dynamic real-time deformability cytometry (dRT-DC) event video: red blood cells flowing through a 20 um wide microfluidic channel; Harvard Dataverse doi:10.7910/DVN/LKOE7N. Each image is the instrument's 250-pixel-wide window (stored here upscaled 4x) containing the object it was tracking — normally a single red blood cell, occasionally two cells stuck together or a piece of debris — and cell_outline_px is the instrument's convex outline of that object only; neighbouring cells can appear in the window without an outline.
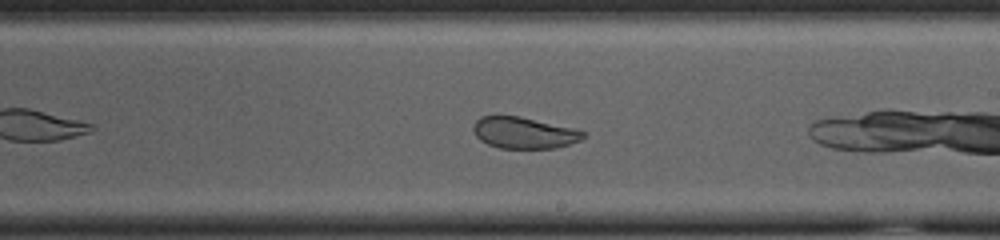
{"species": "common noctule bat (a hibernating species)", "species_latin": "Nyctalus noctula", "temperature_condition": "cold", "stored_images_in_passage": 16, "camera_frame_rate_fps": 3000, "um_per_image_px": 0.085, "animal": {"sex": "female", "body_mass_g": 23.0, "forearm_length_mm": 53.4}, "frame": {"image": 1, "passage_image": 14, "time_ms": 4.333, "image_size_px": [1000, 240], "cell_outline_px": [[588, 136], [580, 140], [556, 148], [500, 148], [488, 144], [480, 140], [476, 136], [472, 128], [476, 120], [480, 116], [520, 116], [572, 128], [588, 132]], "centroid_in_image_um": [44.55, 11.29], "position_along_channel_um": 244.4, "area_um2": 20.11}}